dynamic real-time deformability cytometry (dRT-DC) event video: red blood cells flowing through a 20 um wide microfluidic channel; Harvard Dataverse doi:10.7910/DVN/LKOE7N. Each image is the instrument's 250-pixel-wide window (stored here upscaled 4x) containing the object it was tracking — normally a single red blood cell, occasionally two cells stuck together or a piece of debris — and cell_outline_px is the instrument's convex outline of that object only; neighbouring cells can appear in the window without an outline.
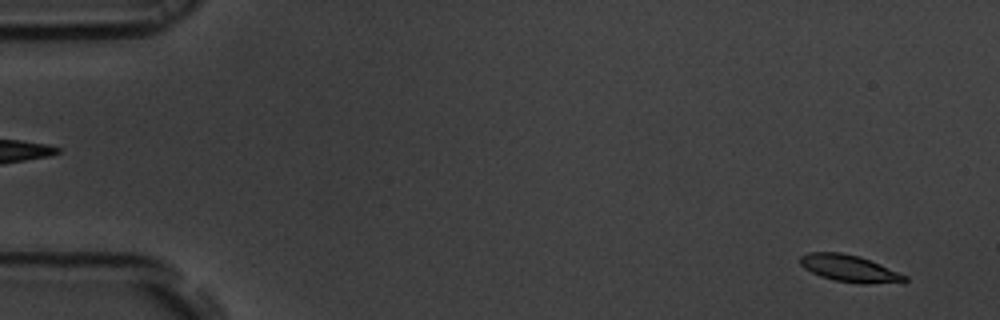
{"species": "common noctule bat (a hibernating species)", "species_latin": "Nyctalus noctula", "temperature_condition": "room temperature", "stored_images_in_passage": 56, "camera_frame_rate_fps": 3000, "um_per_image_px": 0.085, "animal": {"sex": "male", "body_mass_g": 19.5, "forearm_length_mm": 54.6}, "frame": {"image": 1, "passage_image": 3, "time_ms": 0.667, "image_size_px": [1000, 320], "cell_outline_px": [[908, 280], [904, 284], [860, 284], [832, 280], [820, 276], [804, 268], [800, 264], [800, 256], [808, 252], [840, 252], [860, 256], [908, 276]], "centroid_in_image_um": [72.27, 22.85], "position_along_channel_um": 12.7, "area_um2": 16.82}}
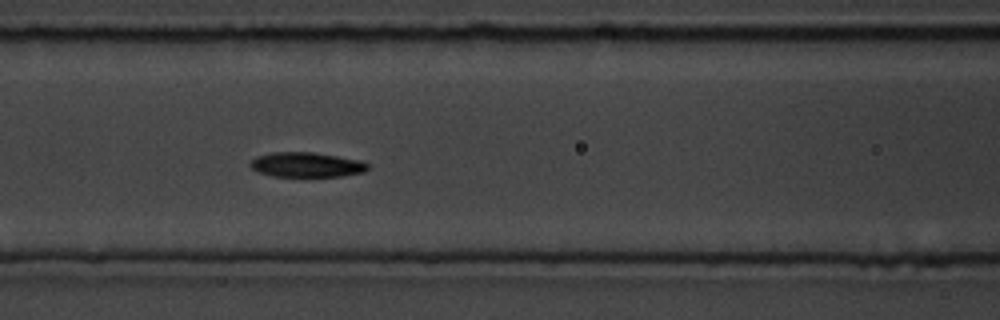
{"frame": {"image": 2, "passage_image": 24, "time_ms": 7.667, "image_size_px": [1000, 320], "cell_outline_px": [[368, 168], [364, 172], [344, 176], [272, 176], [256, 172], [248, 164], [256, 156], [272, 152], [312, 152], [360, 160], [368, 164]], "centroid_in_image_um": [26.02, 14.0], "position_along_channel_um": 140.6, "area_um2": 16.99}}
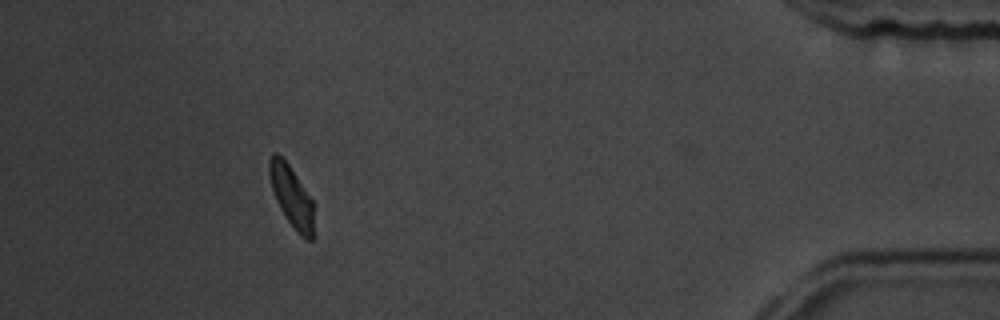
{"frame": {"image": 3, "passage_image": 51, "time_ms": 16.667, "image_size_px": [1000, 320], "cell_outline_px": [[316, 236], [312, 240], [308, 240], [300, 236], [296, 232], [280, 208], [276, 200], [272, 188], [268, 172], [268, 160], [272, 152], [276, 152], [288, 164], [316, 204]], "centroid_in_image_um": [24.87, 16.78], "position_along_channel_um": 410.3, "area_um2": 16.65}, "authors_computed_cell_mechanics": {"area_um2": 16.9932, "velocity_mm_per_s": 3.6448, "shape_relaxation_time_tau1_ms": 2.3506, "shape_relaxation_time_tau2_ms": 6.0704, "deformation_change_tau1": 0.1523, "deformation_change_tau2": 0.1044}}